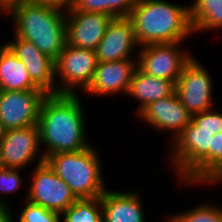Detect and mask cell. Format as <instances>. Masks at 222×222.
<instances>
[{
    "label": "cell",
    "instance_id": "cell-19",
    "mask_svg": "<svg viewBox=\"0 0 222 222\" xmlns=\"http://www.w3.org/2000/svg\"><path fill=\"white\" fill-rule=\"evenodd\" d=\"M39 89L30 79L27 68L4 43L0 47V90Z\"/></svg>",
    "mask_w": 222,
    "mask_h": 222
},
{
    "label": "cell",
    "instance_id": "cell-3",
    "mask_svg": "<svg viewBox=\"0 0 222 222\" xmlns=\"http://www.w3.org/2000/svg\"><path fill=\"white\" fill-rule=\"evenodd\" d=\"M7 13L15 23V36L34 43L54 61L58 58L67 44L66 10L25 0H10Z\"/></svg>",
    "mask_w": 222,
    "mask_h": 222
},
{
    "label": "cell",
    "instance_id": "cell-15",
    "mask_svg": "<svg viewBox=\"0 0 222 222\" xmlns=\"http://www.w3.org/2000/svg\"><path fill=\"white\" fill-rule=\"evenodd\" d=\"M136 69L137 58L133 57L120 61L98 62L92 81L84 91L92 96L127 93Z\"/></svg>",
    "mask_w": 222,
    "mask_h": 222
},
{
    "label": "cell",
    "instance_id": "cell-8",
    "mask_svg": "<svg viewBox=\"0 0 222 222\" xmlns=\"http://www.w3.org/2000/svg\"><path fill=\"white\" fill-rule=\"evenodd\" d=\"M183 42L149 44L140 46L137 67L153 77L177 83L184 66L193 58L183 53L179 45Z\"/></svg>",
    "mask_w": 222,
    "mask_h": 222
},
{
    "label": "cell",
    "instance_id": "cell-14",
    "mask_svg": "<svg viewBox=\"0 0 222 222\" xmlns=\"http://www.w3.org/2000/svg\"><path fill=\"white\" fill-rule=\"evenodd\" d=\"M39 148L38 125L22 129H9L0 144L2 164L5 168L23 170L25 166L35 160Z\"/></svg>",
    "mask_w": 222,
    "mask_h": 222
},
{
    "label": "cell",
    "instance_id": "cell-13",
    "mask_svg": "<svg viewBox=\"0 0 222 222\" xmlns=\"http://www.w3.org/2000/svg\"><path fill=\"white\" fill-rule=\"evenodd\" d=\"M136 42L134 27L129 17L113 18L105 35L94 50L98 62H113L131 59Z\"/></svg>",
    "mask_w": 222,
    "mask_h": 222
},
{
    "label": "cell",
    "instance_id": "cell-2",
    "mask_svg": "<svg viewBox=\"0 0 222 222\" xmlns=\"http://www.w3.org/2000/svg\"><path fill=\"white\" fill-rule=\"evenodd\" d=\"M129 18L139 46L183 42L192 33L190 6L165 0H137Z\"/></svg>",
    "mask_w": 222,
    "mask_h": 222
},
{
    "label": "cell",
    "instance_id": "cell-29",
    "mask_svg": "<svg viewBox=\"0 0 222 222\" xmlns=\"http://www.w3.org/2000/svg\"><path fill=\"white\" fill-rule=\"evenodd\" d=\"M0 222H12V214L8 205L0 203Z\"/></svg>",
    "mask_w": 222,
    "mask_h": 222
},
{
    "label": "cell",
    "instance_id": "cell-24",
    "mask_svg": "<svg viewBox=\"0 0 222 222\" xmlns=\"http://www.w3.org/2000/svg\"><path fill=\"white\" fill-rule=\"evenodd\" d=\"M61 217L58 212L45 209L26 200V205L20 213L19 222H61Z\"/></svg>",
    "mask_w": 222,
    "mask_h": 222
},
{
    "label": "cell",
    "instance_id": "cell-17",
    "mask_svg": "<svg viewBox=\"0 0 222 222\" xmlns=\"http://www.w3.org/2000/svg\"><path fill=\"white\" fill-rule=\"evenodd\" d=\"M138 192L106 189L101 196L103 222H145Z\"/></svg>",
    "mask_w": 222,
    "mask_h": 222
},
{
    "label": "cell",
    "instance_id": "cell-7",
    "mask_svg": "<svg viewBox=\"0 0 222 222\" xmlns=\"http://www.w3.org/2000/svg\"><path fill=\"white\" fill-rule=\"evenodd\" d=\"M97 63L94 50L66 44L55 60V78H61L62 82L57 86V94H77L75 89L78 91L79 87L84 92L92 81Z\"/></svg>",
    "mask_w": 222,
    "mask_h": 222
},
{
    "label": "cell",
    "instance_id": "cell-25",
    "mask_svg": "<svg viewBox=\"0 0 222 222\" xmlns=\"http://www.w3.org/2000/svg\"><path fill=\"white\" fill-rule=\"evenodd\" d=\"M222 171V132L214 134L209 149V184Z\"/></svg>",
    "mask_w": 222,
    "mask_h": 222
},
{
    "label": "cell",
    "instance_id": "cell-30",
    "mask_svg": "<svg viewBox=\"0 0 222 222\" xmlns=\"http://www.w3.org/2000/svg\"><path fill=\"white\" fill-rule=\"evenodd\" d=\"M10 0H0V11L3 13L8 12Z\"/></svg>",
    "mask_w": 222,
    "mask_h": 222
},
{
    "label": "cell",
    "instance_id": "cell-23",
    "mask_svg": "<svg viewBox=\"0 0 222 222\" xmlns=\"http://www.w3.org/2000/svg\"><path fill=\"white\" fill-rule=\"evenodd\" d=\"M167 220L168 222H222V207L202 203L191 210L171 215Z\"/></svg>",
    "mask_w": 222,
    "mask_h": 222
},
{
    "label": "cell",
    "instance_id": "cell-22",
    "mask_svg": "<svg viewBox=\"0 0 222 222\" xmlns=\"http://www.w3.org/2000/svg\"><path fill=\"white\" fill-rule=\"evenodd\" d=\"M61 216L64 222H103L101 197L77 199Z\"/></svg>",
    "mask_w": 222,
    "mask_h": 222
},
{
    "label": "cell",
    "instance_id": "cell-21",
    "mask_svg": "<svg viewBox=\"0 0 222 222\" xmlns=\"http://www.w3.org/2000/svg\"><path fill=\"white\" fill-rule=\"evenodd\" d=\"M137 0H73L67 9L108 14L113 18L129 17Z\"/></svg>",
    "mask_w": 222,
    "mask_h": 222
},
{
    "label": "cell",
    "instance_id": "cell-10",
    "mask_svg": "<svg viewBox=\"0 0 222 222\" xmlns=\"http://www.w3.org/2000/svg\"><path fill=\"white\" fill-rule=\"evenodd\" d=\"M212 81L210 73L194 57L184 66L176 93L191 115L212 108Z\"/></svg>",
    "mask_w": 222,
    "mask_h": 222
},
{
    "label": "cell",
    "instance_id": "cell-32",
    "mask_svg": "<svg viewBox=\"0 0 222 222\" xmlns=\"http://www.w3.org/2000/svg\"><path fill=\"white\" fill-rule=\"evenodd\" d=\"M222 182V171L217 175L215 176L212 180H211V184H215L216 182L219 183V182Z\"/></svg>",
    "mask_w": 222,
    "mask_h": 222
},
{
    "label": "cell",
    "instance_id": "cell-18",
    "mask_svg": "<svg viewBox=\"0 0 222 222\" xmlns=\"http://www.w3.org/2000/svg\"><path fill=\"white\" fill-rule=\"evenodd\" d=\"M175 92L176 84L173 81L153 77L137 67L126 95H131L140 102L137 110L139 114L150 103L167 98Z\"/></svg>",
    "mask_w": 222,
    "mask_h": 222
},
{
    "label": "cell",
    "instance_id": "cell-28",
    "mask_svg": "<svg viewBox=\"0 0 222 222\" xmlns=\"http://www.w3.org/2000/svg\"><path fill=\"white\" fill-rule=\"evenodd\" d=\"M38 5H45L57 9L67 10L73 0H25Z\"/></svg>",
    "mask_w": 222,
    "mask_h": 222
},
{
    "label": "cell",
    "instance_id": "cell-4",
    "mask_svg": "<svg viewBox=\"0 0 222 222\" xmlns=\"http://www.w3.org/2000/svg\"><path fill=\"white\" fill-rule=\"evenodd\" d=\"M44 161L70 187L78 199L101 197L106 191L96 149L50 154Z\"/></svg>",
    "mask_w": 222,
    "mask_h": 222
},
{
    "label": "cell",
    "instance_id": "cell-5",
    "mask_svg": "<svg viewBox=\"0 0 222 222\" xmlns=\"http://www.w3.org/2000/svg\"><path fill=\"white\" fill-rule=\"evenodd\" d=\"M213 131L199 128L192 120L190 124L172 139L171 164L185 184L209 183V149ZM187 181V183H186Z\"/></svg>",
    "mask_w": 222,
    "mask_h": 222
},
{
    "label": "cell",
    "instance_id": "cell-26",
    "mask_svg": "<svg viewBox=\"0 0 222 222\" xmlns=\"http://www.w3.org/2000/svg\"><path fill=\"white\" fill-rule=\"evenodd\" d=\"M192 121L199 128H208L213 135L222 132V113L212 109L192 115Z\"/></svg>",
    "mask_w": 222,
    "mask_h": 222
},
{
    "label": "cell",
    "instance_id": "cell-12",
    "mask_svg": "<svg viewBox=\"0 0 222 222\" xmlns=\"http://www.w3.org/2000/svg\"><path fill=\"white\" fill-rule=\"evenodd\" d=\"M5 44L12 50L27 68L31 81L47 94H57L55 61L43 54L34 43L14 36ZM55 81V82H54Z\"/></svg>",
    "mask_w": 222,
    "mask_h": 222
},
{
    "label": "cell",
    "instance_id": "cell-16",
    "mask_svg": "<svg viewBox=\"0 0 222 222\" xmlns=\"http://www.w3.org/2000/svg\"><path fill=\"white\" fill-rule=\"evenodd\" d=\"M155 129L173 131L177 137L191 122L192 115L181 103L177 93L147 105L139 114ZM175 130V131H174ZM176 133V134H175Z\"/></svg>",
    "mask_w": 222,
    "mask_h": 222
},
{
    "label": "cell",
    "instance_id": "cell-27",
    "mask_svg": "<svg viewBox=\"0 0 222 222\" xmlns=\"http://www.w3.org/2000/svg\"><path fill=\"white\" fill-rule=\"evenodd\" d=\"M21 169L5 168L0 169V192L3 194L13 193L19 189L21 185L20 171ZM0 195V203L7 205L6 201L3 202Z\"/></svg>",
    "mask_w": 222,
    "mask_h": 222
},
{
    "label": "cell",
    "instance_id": "cell-31",
    "mask_svg": "<svg viewBox=\"0 0 222 222\" xmlns=\"http://www.w3.org/2000/svg\"><path fill=\"white\" fill-rule=\"evenodd\" d=\"M8 129L6 126L0 121V144L4 137L7 135Z\"/></svg>",
    "mask_w": 222,
    "mask_h": 222
},
{
    "label": "cell",
    "instance_id": "cell-11",
    "mask_svg": "<svg viewBox=\"0 0 222 222\" xmlns=\"http://www.w3.org/2000/svg\"><path fill=\"white\" fill-rule=\"evenodd\" d=\"M67 44L77 48L95 50L106 32L112 16L97 12L66 10Z\"/></svg>",
    "mask_w": 222,
    "mask_h": 222
},
{
    "label": "cell",
    "instance_id": "cell-33",
    "mask_svg": "<svg viewBox=\"0 0 222 222\" xmlns=\"http://www.w3.org/2000/svg\"><path fill=\"white\" fill-rule=\"evenodd\" d=\"M4 166L2 164L1 156H0V169H2Z\"/></svg>",
    "mask_w": 222,
    "mask_h": 222
},
{
    "label": "cell",
    "instance_id": "cell-20",
    "mask_svg": "<svg viewBox=\"0 0 222 222\" xmlns=\"http://www.w3.org/2000/svg\"><path fill=\"white\" fill-rule=\"evenodd\" d=\"M190 5L194 32L222 29V0H195Z\"/></svg>",
    "mask_w": 222,
    "mask_h": 222
},
{
    "label": "cell",
    "instance_id": "cell-6",
    "mask_svg": "<svg viewBox=\"0 0 222 222\" xmlns=\"http://www.w3.org/2000/svg\"><path fill=\"white\" fill-rule=\"evenodd\" d=\"M25 199L30 203L62 214L78 198L70 187L44 161L43 154L34 168Z\"/></svg>",
    "mask_w": 222,
    "mask_h": 222
},
{
    "label": "cell",
    "instance_id": "cell-1",
    "mask_svg": "<svg viewBox=\"0 0 222 222\" xmlns=\"http://www.w3.org/2000/svg\"><path fill=\"white\" fill-rule=\"evenodd\" d=\"M78 94H48L38 118L43 157L60 152H76L91 146L85 133L84 111Z\"/></svg>",
    "mask_w": 222,
    "mask_h": 222
},
{
    "label": "cell",
    "instance_id": "cell-9",
    "mask_svg": "<svg viewBox=\"0 0 222 222\" xmlns=\"http://www.w3.org/2000/svg\"><path fill=\"white\" fill-rule=\"evenodd\" d=\"M48 94L42 89L0 90V121L9 129L38 125L41 105Z\"/></svg>",
    "mask_w": 222,
    "mask_h": 222
}]
</instances>
